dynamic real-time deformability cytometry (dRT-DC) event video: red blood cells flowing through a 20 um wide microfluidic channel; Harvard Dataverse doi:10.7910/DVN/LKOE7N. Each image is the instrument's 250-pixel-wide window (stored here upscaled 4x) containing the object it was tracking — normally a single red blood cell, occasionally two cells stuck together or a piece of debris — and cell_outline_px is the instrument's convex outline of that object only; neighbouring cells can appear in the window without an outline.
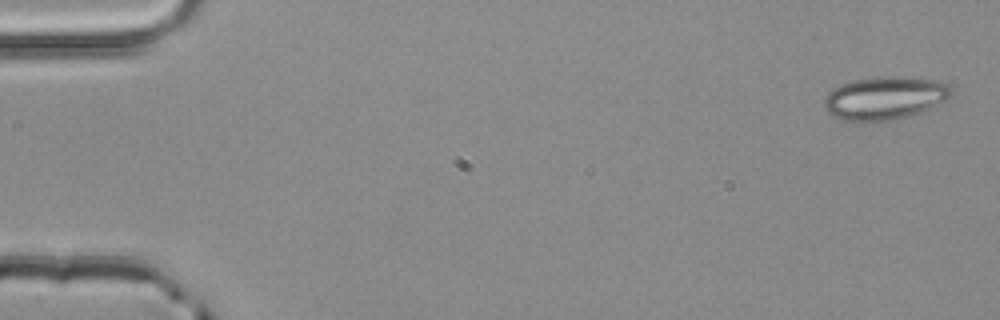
{"species": "common noctule bat (a hibernating species)", "species_latin": "Nyctalus noctula", "temperature_condition": "room temperature", "stored_images_in_passage": 4, "camera_frame_rate_fps": 3000, "um_per_image_px": 0.085, "animal": {"sex": "male", "body_mass_g": 20.4}, "frame": {"image": 1, "passage_image": 1, "time_ms": 0.0, "image_size_px": [1000, 320], "cell_outline_px": [[952, 96], [948, 100], [920, 112], [908, 116], [876, 124], [856, 124], [832, 116], [824, 108], [824, 96], [832, 88], [840, 84], [852, 80], [876, 76], [904, 76], [936, 80], [948, 84], [952, 88]], "centroid_in_image_um": [75.17, 8.36], "position_along_channel_um": 9.8, "area_um2": 33.18}}